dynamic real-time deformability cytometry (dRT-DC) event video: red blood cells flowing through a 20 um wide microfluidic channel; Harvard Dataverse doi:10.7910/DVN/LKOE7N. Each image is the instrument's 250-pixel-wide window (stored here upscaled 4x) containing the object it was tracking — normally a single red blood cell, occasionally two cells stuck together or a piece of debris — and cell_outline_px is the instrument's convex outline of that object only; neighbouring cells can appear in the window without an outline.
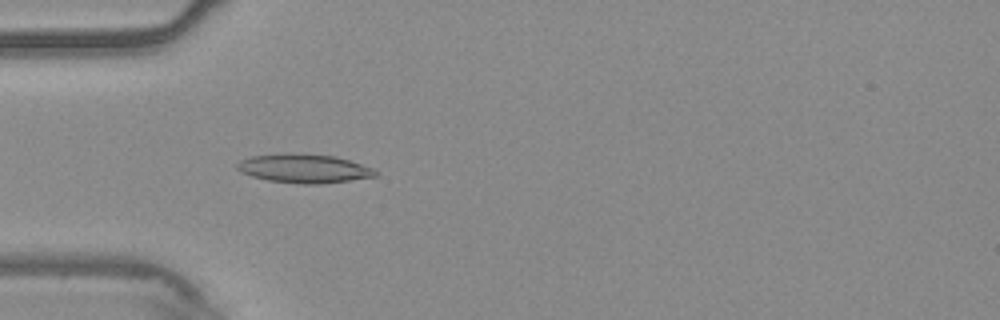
{"species": "common noctule bat (a hibernating species)", "species_latin": "Nyctalus noctula", "temperature_condition": "warm", "stored_images_in_passage": 54, "camera_frame_rate_fps": 3000, "um_per_image_px": 0.085, "animal": {"sex": "male", "body_mass_g": 20.4}, "frame": {"image": 1, "passage_image": 16, "time_ms": 5.0, "image_size_px": [1000, 320], "cell_outline_px": [[376, 176], [320, 184], [304, 184], [268, 180], [252, 176], [240, 172], [236, 168], [236, 164], [240, 160], [252, 156], [284, 152], [336, 156], [372, 168], [376, 172]], "centroid_in_image_um": [25.77, 14.31], "position_along_channel_um": 59.2, "area_um2": 23.12}}
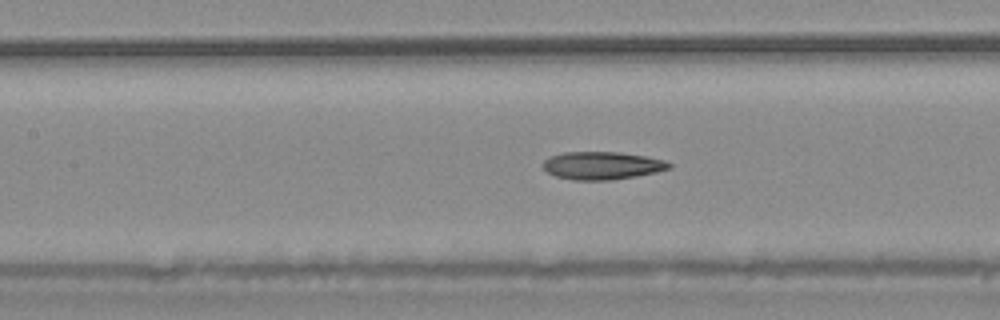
{"frame": {"image": 2, "passage_image": 24, "time_ms": 7.667, "image_size_px": [1000, 320], "cell_outline_px": [[672, 168], [656, 172], [636, 176], [612, 180], [572, 180], [556, 176], [548, 172], [544, 168], [544, 160], [552, 156], [564, 152], [620, 152], [644, 156], [664, 160], [672, 164]], "centroid_in_image_um": [51.21, 14.07], "position_along_channel_um": 156.2, "area_um2": 20.35}}
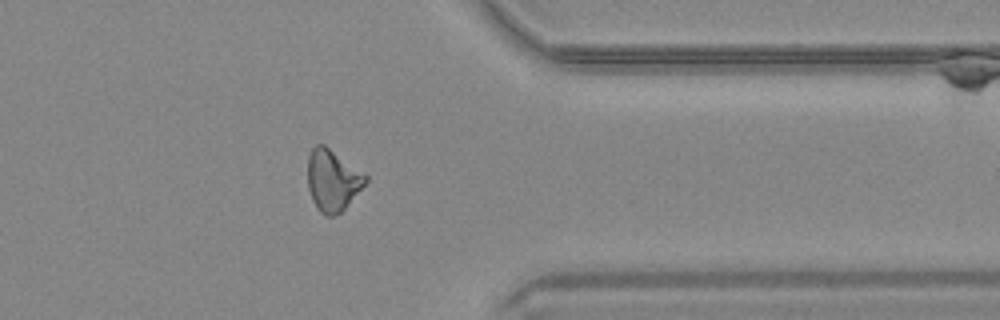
{"frame": {"image": 3, "passage_image": 43, "time_ms": 14.0, "image_size_px": [1000, 320], "cell_outline_px": [[368, 180], [344, 208], [340, 212], [332, 216], [328, 216], [320, 212], [316, 208], [312, 200], [308, 188], [308, 156], [312, 148], [316, 144], [324, 144], [368, 176]], "centroid_in_image_um": [28.24, 15.31], "position_along_channel_um": 383.2, "area_um2": 20.46}, "authors_computed_cell_mechanics": {"area_um2": 20.7791, "velocity_mm_per_s": 3.744, "shape_relaxation_time_tau1_ms": null, "shape_relaxation_time_tau2_ms": 2.9058, "deformation_change_tau1": null, "deformation_change_tau2": 0.1083}}